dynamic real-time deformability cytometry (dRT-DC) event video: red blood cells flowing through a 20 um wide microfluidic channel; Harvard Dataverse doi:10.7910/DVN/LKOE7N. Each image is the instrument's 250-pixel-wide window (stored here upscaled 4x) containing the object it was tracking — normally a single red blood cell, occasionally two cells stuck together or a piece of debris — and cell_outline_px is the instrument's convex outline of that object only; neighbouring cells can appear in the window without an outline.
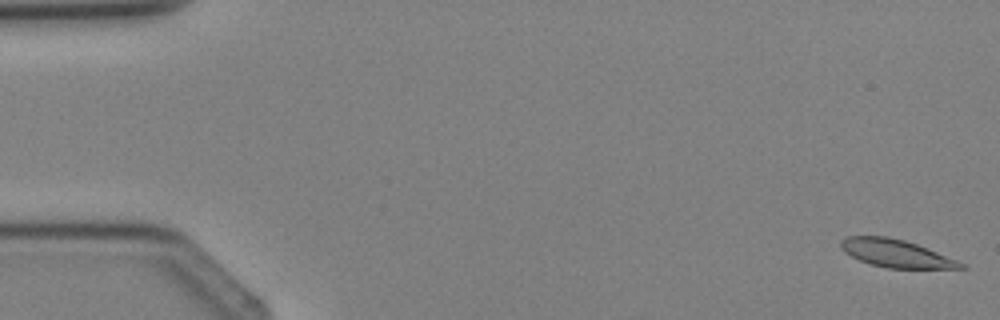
{"species": "Egyptian fruit bat (a non-hibernating species)", "species_latin": "Rousettus aegyptiacus", "temperature_condition": "cold", "stored_images_in_passage": 5, "camera_frame_rate_fps": 3000, "um_per_image_px": 0.085, "animal": {"sex": "female"}, "frame": {"image": 1, "passage_image": 1, "time_ms": 0.0, "image_size_px": [1000, 320], "cell_outline_px": [[968, 268], [888, 268], [872, 264], [860, 260], [844, 252], [840, 248], [840, 240], [848, 236], [888, 236], [904, 240], [916, 244], [956, 260], [964, 264]], "centroid_in_image_um": [76.11, 21.53], "position_along_channel_um": 8.9, "area_um2": 19.07}}
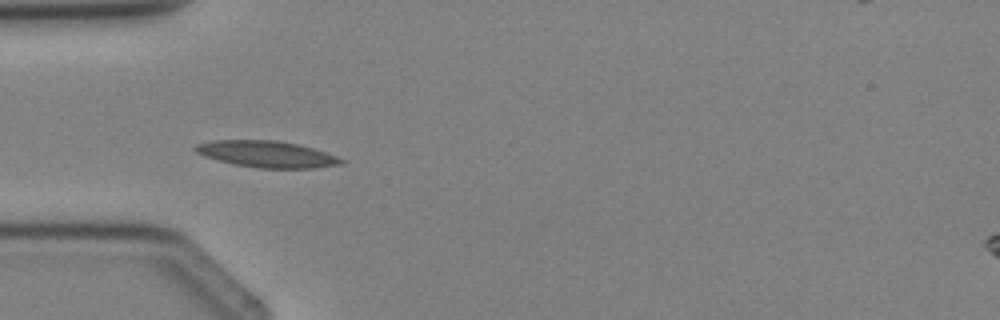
{"frame": {"image": 2, "passage_image": 4, "time_ms": 3.667, "image_size_px": [1000, 320], "cell_outline_px": [[344, 164], [312, 168], [260, 168], [236, 164], [204, 156], [196, 152], [192, 148], [196, 144], [212, 140], [276, 140], [296, 144], [312, 148], [336, 156], [344, 160]], "centroid_in_image_um": [22.66, 13.09], "position_along_channel_um": 62.3, "area_um2": 22.25}}
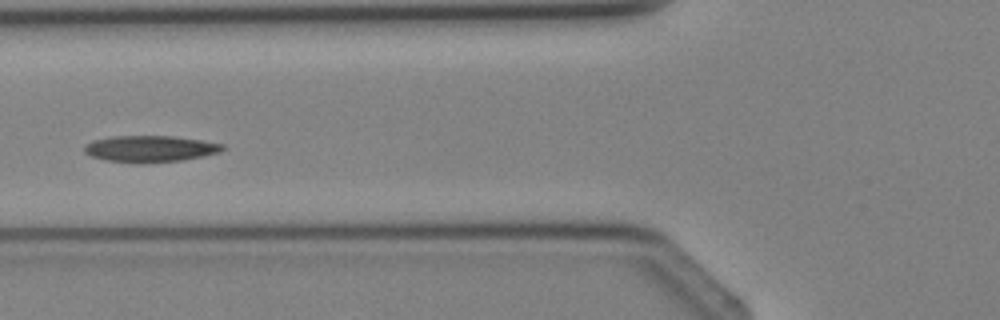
{"frame": {"image": 3, "passage_image": 5, "time_ms": 4.667, "image_size_px": [1000, 320], "cell_outline_px": [[224, 148], [220, 152], [204, 156], [184, 160], [104, 160], [92, 156], [84, 152], [84, 148], [92, 140], [112, 136], [172, 136], [200, 140], [224, 144]], "centroid_in_image_um": [12.8, 12.6], "position_along_channel_um": 113.0, "area_um2": 20.29}}